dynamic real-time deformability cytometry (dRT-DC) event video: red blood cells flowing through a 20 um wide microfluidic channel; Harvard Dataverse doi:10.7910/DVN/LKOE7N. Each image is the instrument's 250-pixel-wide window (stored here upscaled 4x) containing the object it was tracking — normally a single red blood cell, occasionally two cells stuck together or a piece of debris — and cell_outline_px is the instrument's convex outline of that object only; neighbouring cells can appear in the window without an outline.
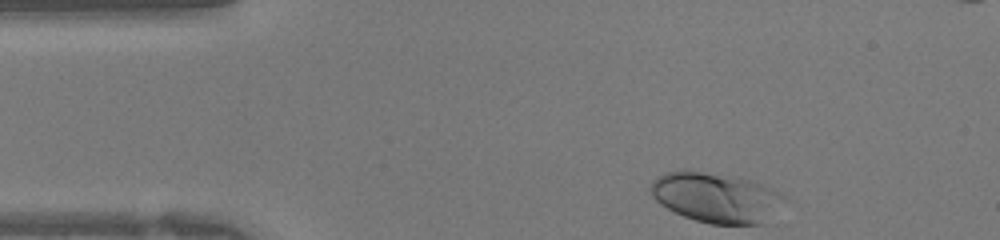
{"species": "human", "species_latin": "Homo sapiens", "temperature_condition": "warm", "stored_images_in_passage": 29, "camera_frame_rate_fps": 3000, "um_per_image_px": 0.085, "donor": {"sex": "female"}, "frame": {"image": 1, "passage_image": 1, "time_ms": 0.0, "image_size_px": [1000, 240], "cell_outline_px": [[788, 200], [764, 224], [712, 224], [696, 220], [684, 216], [660, 204], [652, 196], [648, 188], [652, 180], [668, 172], [684, 168], [732, 176], [748, 180], [772, 188], [780, 192]], "centroid_in_image_um": [60.87, 16.78], "position_along_channel_um": 24.1, "area_um2": 39.25}}
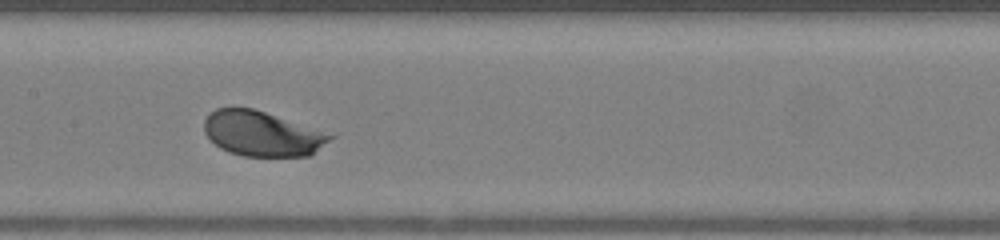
{"frame": {"image": 2, "passage_image": 15, "time_ms": 4.667, "image_size_px": [1000, 240], "cell_outline_px": [[336, 136], [308, 156], [244, 156], [228, 152], [220, 148], [204, 132], [204, 120], [216, 108], [252, 108]], "centroid_in_image_um": [22.24, 11.38], "position_along_channel_um": 185.2, "area_um2": 32.31}}
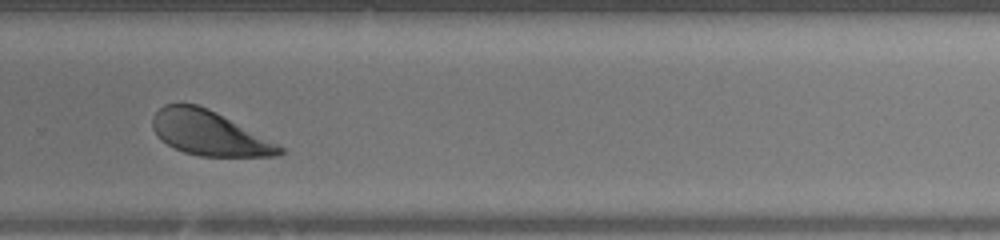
{"frame": {"image": 3, "passage_image": 23, "time_ms": 7.333, "image_size_px": [1000, 240], "cell_outline_px": [[284, 152], [280, 156], [200, 156], [184, 152], [168, 144], [156, 136], [152, 128], [152, 116], [164, 104], [196, 104], [208, 108], [216, 112], [284, 148]], "centroid_in_image_um": [17.73, 11.32], "position_along_channel_um": 312.1, "area_um2": 32.48}}